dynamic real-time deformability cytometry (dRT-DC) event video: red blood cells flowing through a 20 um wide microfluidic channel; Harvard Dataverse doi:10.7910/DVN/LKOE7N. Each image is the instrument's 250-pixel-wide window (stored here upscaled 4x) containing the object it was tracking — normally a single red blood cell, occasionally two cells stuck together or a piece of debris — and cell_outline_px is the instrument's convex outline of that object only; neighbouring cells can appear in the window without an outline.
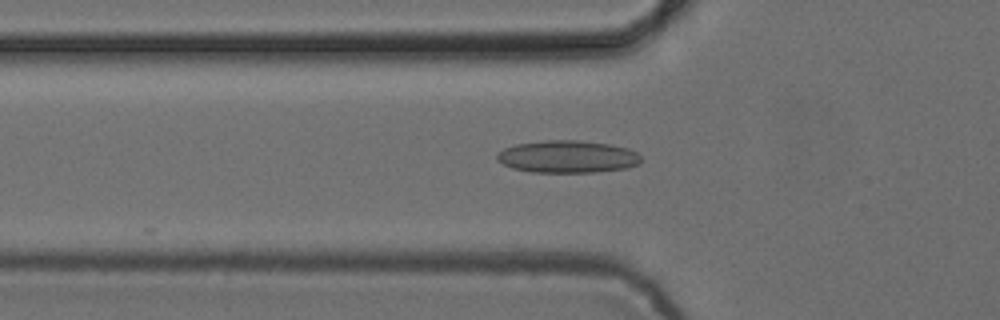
{"species": "common noctule bat (a hibernating species)", "species_latin": "Nyctalus noctula", "temperature_condition": "cold", "stored_images_in_passage": 51, "camera_frame_rate_fps": 3000, "um_per_image_px": 0.085, "animal": {"sex": "female", "body_mass_g": 24.6, "forearm_length_mm": 56.2}, "frame": {"image": 1, "passage_image": 18, "time_ms": 5.667, "image_size_px": [1000, 320], "cell_outline_px": [[640, 164], [628, 168], [596, 172], [532, 172], [512, 168], [496, 160], [496, 156], [504, 148], [516, 144], [548, 140], [580, 140], [608, 144], [628, 148], [636, 152], [640, 156]], "centroid_in_image_um": [48.26, 13.32], "position_along_channel_um": 77.5, "area_um2": 27.17}}
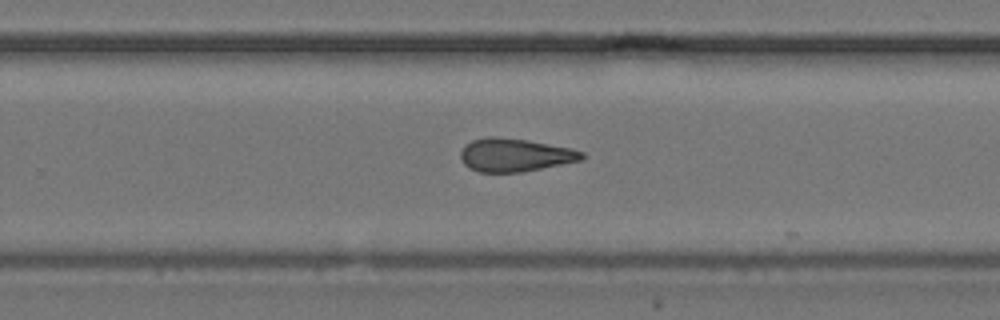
{"frame": {"image": 2, "passage_image": 34, "time_ms": 11.0, "image_size_px": [1000, 320], "cell_outline_px": [[584, 160], [520, 172], [480, 172], [468, 168], [464, 164], [460, 156], [460, 152], [464, 144], [472, 140], [488, 136], [496, 136], [528, 140], [572, 148], [584, 152]], "centroid_in_image_um": [43.76, 13.16], "position_along_channel_um": 286.0, "area_um2": 23.64}}
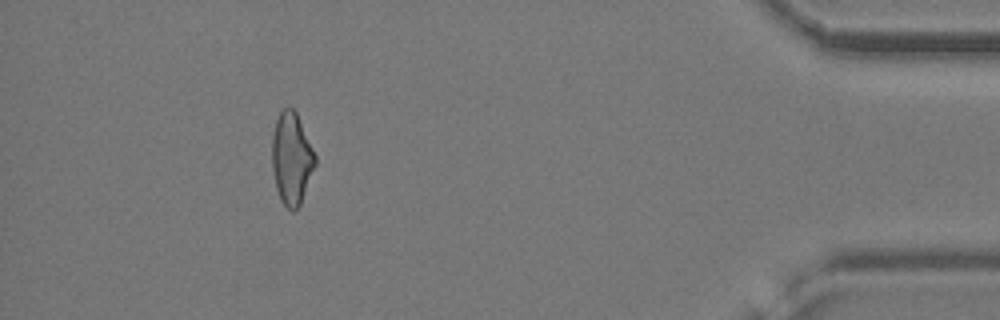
{"frame": {"image": 3, "passage_image": 48, "time_ms": 15.667, "image_size_px": [1000, 320], "cell_outline_px": [[316, 164], [300, 204], [292, 212], [280, 200], [276, 188], [272, 168], [272, 136], [276, 120], [280, 112], [284, 108], [292, 108], [296, 112], [316, 156]], "centroid_in_image_um": [24.77, 13.48], "position_along_channel_um": 410.4, "area_um2": 22.89}}